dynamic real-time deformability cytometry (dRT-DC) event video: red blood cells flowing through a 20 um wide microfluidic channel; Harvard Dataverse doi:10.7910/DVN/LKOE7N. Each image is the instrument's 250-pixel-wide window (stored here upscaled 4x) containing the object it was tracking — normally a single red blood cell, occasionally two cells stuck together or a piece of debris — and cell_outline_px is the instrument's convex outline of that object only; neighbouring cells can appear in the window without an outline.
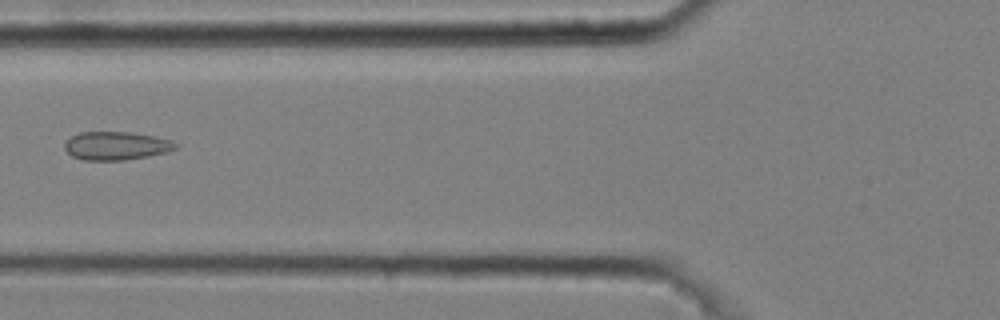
{"species": "common noctule bat (a hibernating species)", "species_latin": "Nyctalus noctula", "temperature_condition": "cold", "stored_images_in_passage": 8, "camera_frame_rate_fps": 3000, "um_per_image_px": 0.085, "animal": {"sex": "male", "body_mass_g": 20.4}, "frame": {"image": 1, "passage_image": 6, "time_ms": 1.667, "image_size_px": [1000, 320], "cell_outline_px": [[180, 148], [168, 152], [148, 156], [124, 160], [84, 160], [72, 156], [64, 148], [64, 144], [72, 136], [80, 132], [132, 132], [156, 136], [172, 140], [180, 144]], "centroid_in_image_um": [9.96, 12.39], "position_along_channel_um": 115.8, "area_um2": 18.55}}
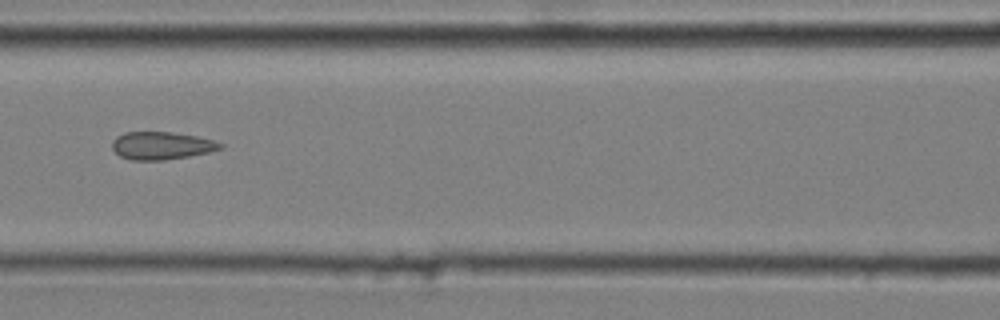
{"frame": {"image": 2, "passage_image": 7, "time_ms": 2.0, "image_size_px": [1000, 320], "cell_outline_px": [[224, 148], [208, 152], [188, 156], [164, 160], [132, 160], [120, 156], [112, 148], [112, 140], [116, 136], [124, 132], [172, 132], [196, 136], [212, 140], [224, 144]], "centroid_in_image_um": [13.71, 12.37], "position_along_channel_um": 152.9, "area_um2": 17.46}}
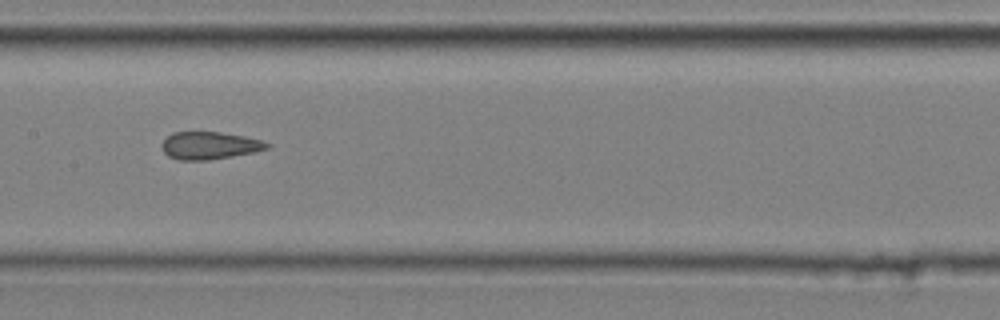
{"frame": {"image": 3, "passage_image": 8, "time_ms": 2.333, "image_size_px": [1000, 320], "cell_outline_px": [[272, 148], [232, 156], [208, 160], [180, 160], [168, 156], [164, 152], [160, 144], [172, 132], [220, 132], [244, 136], [260, 140], [272, 144]], "centroid_in_image_um": [17.82, 12.37], "position_along_channel_um": 189.6, "area_um2": 16.88}}